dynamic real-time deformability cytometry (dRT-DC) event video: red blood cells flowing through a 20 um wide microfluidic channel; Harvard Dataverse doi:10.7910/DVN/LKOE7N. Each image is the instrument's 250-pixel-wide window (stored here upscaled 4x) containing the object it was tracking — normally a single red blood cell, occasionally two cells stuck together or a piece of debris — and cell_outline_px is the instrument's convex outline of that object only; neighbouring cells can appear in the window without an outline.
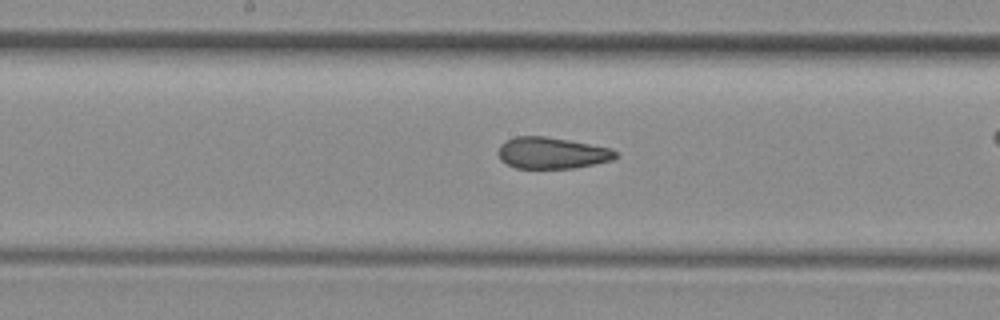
{"species": "common noctule bat (a hibernating species)", "species_latin": "Nyctalus noctula", "temperature_condition": "room temperature", "stored_images_in_passage": 21, "camera_frame_rate_fps": 3000, "um_per_image_px": 0.085, "animal": {"sex": "female", "body_mass_g": 29.2, "forearm_length_mm": 56.3}, "frame": {"image": 1, "passage_image": 7, "time_ms": 2.0, "image_size_px": [1000, 320], "cell_outline_px": [[620, 156], [612, 160], [572, 168], [516, 168], [500, 160], [496, 152], [500, 144], [516, 136], [544, 136], [568, 140], [612, 148]], "centroid_in_image_um": [46.89, 13.0], "position_along_channel_um": 201.3, "area_um2": 21.5}}
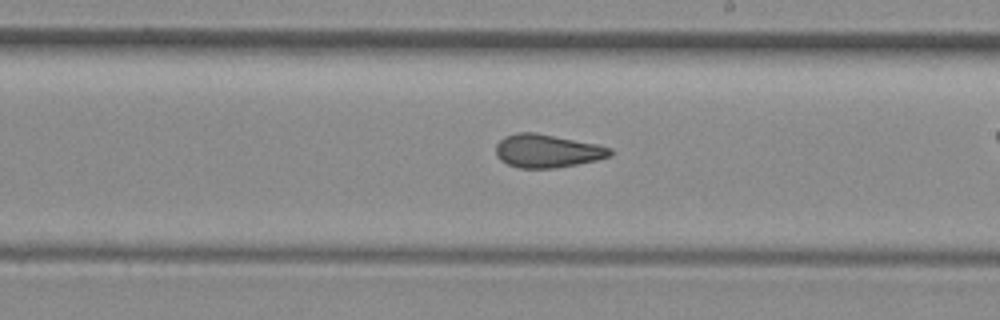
{"frame": {"image": 2, "passage_image": 10, "time_ms": 3.0, "image_size_px": [1000, 320], "cell_outline_px": [[612, 156], [596, 160], [576, 164], [552, 168], [520, 168], [508, 164], [500, 160], [496, 156], [496, 144], [504, 136], [516, 132], [536, 132], [596, 144], [612, 148]], "centroid_in_image_um": [46.49, 12.82], "position_along_channel_um": 242.5, "area_um2": 22.14}}